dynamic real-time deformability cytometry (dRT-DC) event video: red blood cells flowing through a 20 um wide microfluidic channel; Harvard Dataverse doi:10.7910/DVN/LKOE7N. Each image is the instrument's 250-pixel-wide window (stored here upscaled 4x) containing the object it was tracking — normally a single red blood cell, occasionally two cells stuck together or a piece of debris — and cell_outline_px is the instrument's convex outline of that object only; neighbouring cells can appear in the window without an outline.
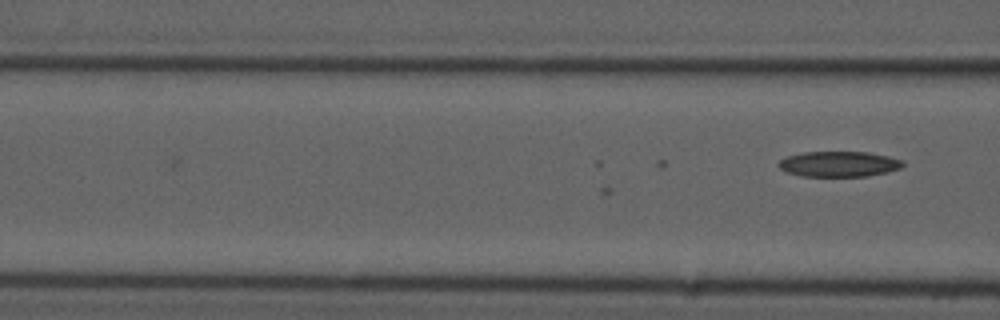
{"species": "common noctule bat (a hibernating species)", "species_latin": "Nyctalus noctula", "temperature_condition": "cold", "stored_images_in_passage": 5, "camera_frame_rate_fps": 3000, "um_per_image_px": 0.085, "animal": {"sex": "male", "forearm_length_mm": 52.5}, "frame": {"image": 1, "passage_image": 5, "time_ms": 1.333, "image_size_px": [1000, 320], "cell_outline_px": [[904, 164], [900, 168], [888, 172], [868, 176], [800, 176], [788, 172], [780, 168], [776, 164], [780, 160], [788, 156], [804, 152], [868, 152], [888, 156], [904, 160]], "centroid_in_image_um": [71.33, 13.94], "position_along_channel_um": 95.3, "area_um2": 18.44}}